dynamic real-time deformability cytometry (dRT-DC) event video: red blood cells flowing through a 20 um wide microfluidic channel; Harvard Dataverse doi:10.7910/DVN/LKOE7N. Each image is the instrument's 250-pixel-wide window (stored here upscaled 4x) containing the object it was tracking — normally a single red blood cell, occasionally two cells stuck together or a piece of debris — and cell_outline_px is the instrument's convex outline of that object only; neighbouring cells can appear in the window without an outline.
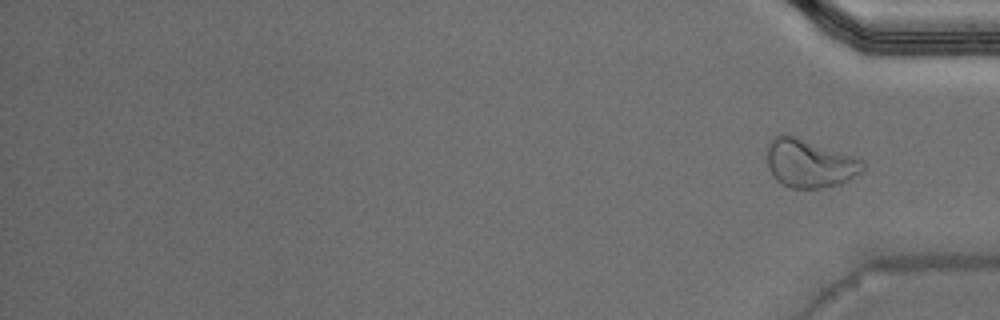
{"species": "Egyptian fruit bat (a non-hibernating species)", "species_latin": "Rousettus aegyptiacus", "temperature_condition": "warm", "stored_images_in_passage": 50, "segment_of_instrument_passage": [2, 2], "camera_frame_rate_fps": 3000, "um_per_image_px": 0.085, "animal": {"sex": "male"}, "frame": {"image": 1, "passage_image": 50, "time_ms": 16.333, "image_size_px": [1000, 320], "cell_outline_px": [[864, 168], [860, 172], [848, 180], [840, 184], [824, 188], [788, 188], [776, 180], [768, 168], [768, 140], [772, 136], [780, 132], [788, 132], [860, 156], [864, 160]], "centroid_in_image_um": [68.83, 13.81], "position_along_channel_um": 366.4, "area_um2": 28.26}}